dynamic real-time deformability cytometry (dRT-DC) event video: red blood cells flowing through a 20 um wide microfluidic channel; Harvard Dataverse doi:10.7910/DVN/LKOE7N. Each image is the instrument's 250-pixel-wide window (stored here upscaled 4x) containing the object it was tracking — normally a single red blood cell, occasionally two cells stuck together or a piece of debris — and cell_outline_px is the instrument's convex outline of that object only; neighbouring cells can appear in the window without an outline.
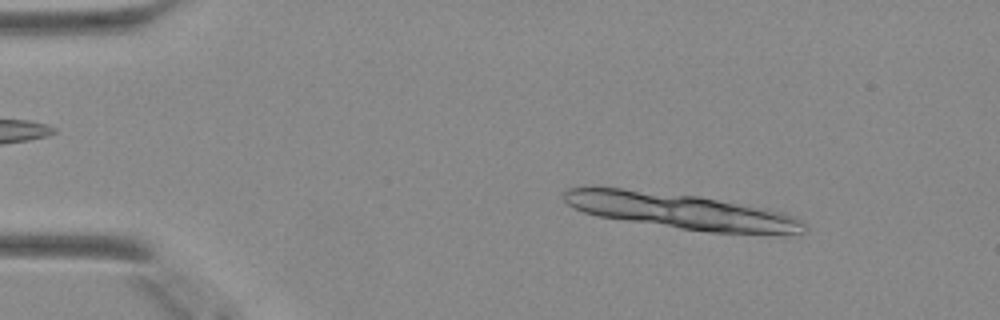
{"species": "Egyptian fruit bat (a non-hibernating species)", "species_latin": "Rousettus aegyptiacus", "temperature_condition": "warm", "stored_images_in_passage": 12, "camera_frame_rate_fps": 3000, "um_per_image_px": 0.085, "animal": {"sex": "female"}, "frame": {"image": 1, "passage_image": 6, "time_ms": 1.667, "image_size_px": [1000, 320], "cell_outline_px": [[808, 228], [804, 232], [784, 236], [708, 232], [596, 216], [584, 212], [568, 204], [564, 200], [564, 192], [568, 188], [596, 184], [700, 196], [768, 208], [784, 212], [808, 224]], "centroid_in_image_um": [57.95, 17.94], "position_along_channel_um": 27.1, "area_um2": 51.44}}